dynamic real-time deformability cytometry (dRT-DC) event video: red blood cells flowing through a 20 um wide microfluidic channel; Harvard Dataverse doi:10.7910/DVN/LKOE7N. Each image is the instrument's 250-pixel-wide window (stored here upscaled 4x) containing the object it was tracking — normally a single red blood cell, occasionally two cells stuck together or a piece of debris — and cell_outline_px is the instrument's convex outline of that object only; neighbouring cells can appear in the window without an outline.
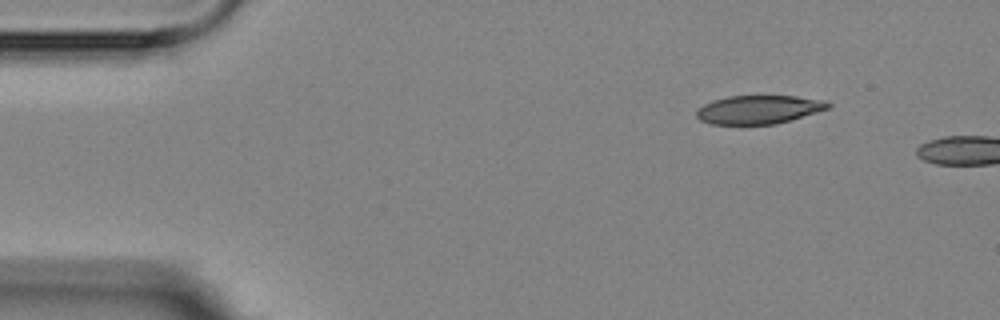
{"species": "Egyptian fruit bat (a non-hibernating species)", "species_latin": "Rousettus aegyptiacus", "temperature_condition": "room temperature", "stored_images_in_passage": 6, "segment_of_instrument_passage": [1, 2], "camera_frame_rate_fps": 3000, "um_per_image_px": 0.085, "animal": {"sex": "female"}, "frame": {"image": 1, "passage_image": 1, "time_ms": 0.0, "image_size_px": [1000, 320], "cell_outline_px": [[832, 108], [776, 124], [708, 124], [700, 120], [696, 116], [696, 112], [704, 104], [712, 100], [728, 96], [796, 96], [828, 100], [832, 104]], "centroid_in_image_um": [64.55, 9.31], "position_along_channel_um": 20.5, "area_um2": 22.08}}
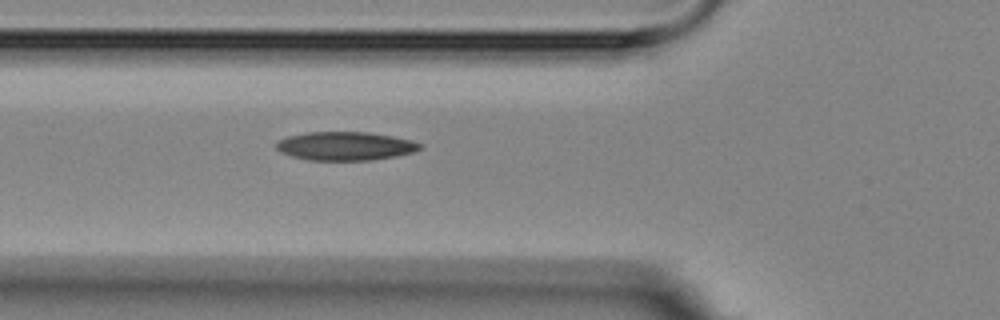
{"frame": {"image": 2, "passage_image": 5, "time_ms": 4.333, "image_size_px": [1000, 320], "cell_outline_px": [[424, 144], [420, 148], [412, 152], [372, 160], [308, 160], [292, 156], [280, 152], [276, 148], [276, 140], [288, 136], [304, 132], [368, 132], [392, 136], [412, 140]], "centroid_in_image_um": [29.3, 12.4], "position_along_channel_um": 96.5, "area_um2": 23.93}}